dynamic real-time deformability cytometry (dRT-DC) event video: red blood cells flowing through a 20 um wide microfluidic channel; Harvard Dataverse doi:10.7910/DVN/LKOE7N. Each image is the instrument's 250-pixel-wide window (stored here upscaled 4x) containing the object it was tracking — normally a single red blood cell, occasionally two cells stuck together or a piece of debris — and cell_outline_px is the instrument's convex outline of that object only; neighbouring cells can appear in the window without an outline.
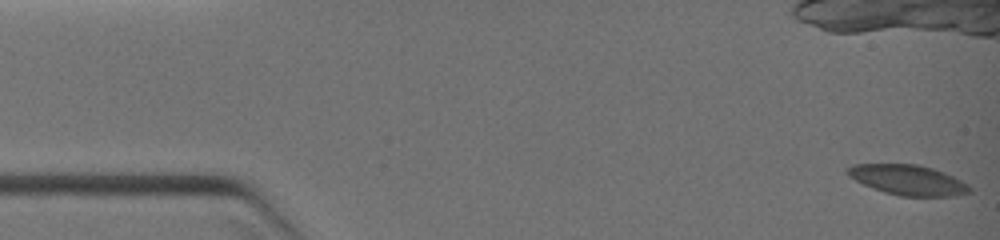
{"species": "common noctule bat (a hibernating species)", "species_latin": "Nyctalus noctula", "temperature_condition": "warm", "stored_images_in_passage": 10, "camera_frame_rate_fps": 3000, "um_per_image_px": 0.085, "animal": {"sex": "female", "body_mass_g": 19.0, "forearm_length_mm": 51.5}, "frame": {"image": 1, "passage_image": 1, "time_ms": 0.0, "image_size_px": [1000, 240], "cell_outline_px": [[972, 192], [952, 196], [900, 196], [884, 192], [872, 188], [848, 176], [844, 172], [852, 164], [916, 164], [932, 168], [944, 172], [968, 184], [972, 188]], "centroid_in_image_um": [77.17, 15.3], "position_along_channel_um": 7.8, "area_um2": 21.44}}